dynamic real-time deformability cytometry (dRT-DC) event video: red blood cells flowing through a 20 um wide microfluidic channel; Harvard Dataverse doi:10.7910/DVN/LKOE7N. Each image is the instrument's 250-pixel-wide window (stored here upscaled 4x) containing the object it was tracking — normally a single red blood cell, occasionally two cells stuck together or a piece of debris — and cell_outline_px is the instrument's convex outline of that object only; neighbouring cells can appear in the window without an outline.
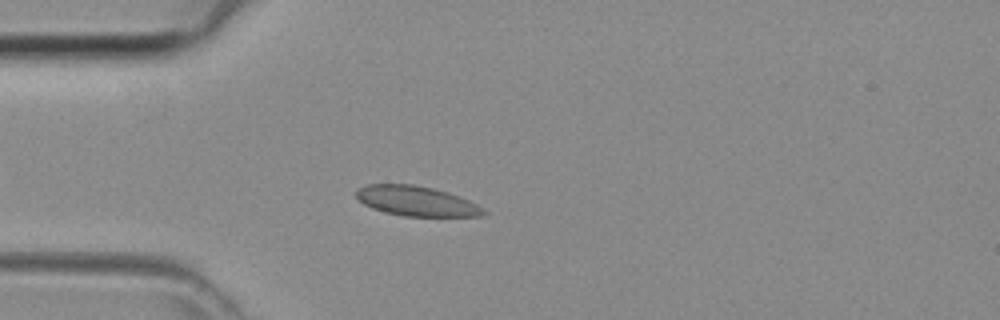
{"species": "common noctule bat (a hibernating species)", "species_latin": "Nyctalus noctula", "temperature_condition": "room temperature", "stored_images_in_passage": 33, "camera_frame_rate_fps": 3000, "um_per_image_px": 0.085, "animal": {"sex": "female", "body_mass_g": 29.2, "forearm_length_mm": 56.3}, "frame": {"image": 1, "passage_image": 1, "time_ms": 0.0, "image_size_px": [1000, 320], "cell_outline_px": [[488, 212], [480, 216], [404, 216], [384, 212], [372, 208], [364, 204], [356, 196], [356, 188], [368, 184], [412, 184], [432, 188], [448, 192], [460, 196], [476, 204]], "centroid_in_image_um": [35.37, 17.08], "position_along_channel_um": 49.6, "area_um2": 22.14}}
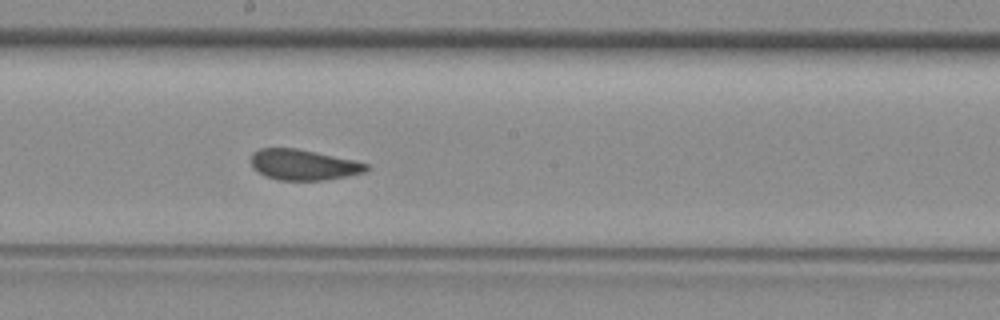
{"frame": {"image": 2, "passage_image": 13, "time_ms": 4.0, "image_size_px": [1000, 320], "cell_outline_px": [[372, 168], [368, 172], [348, 176], [324, 180], [280, 180], [264, 176], [252, 168], [252, 152], [260, 148], [296, 148], [356, 160], [368, 164]], "centroid_in_image_um": [25.84, 14.01], "position_along_channel_um": 222.4, "area_um2": 20.87}}
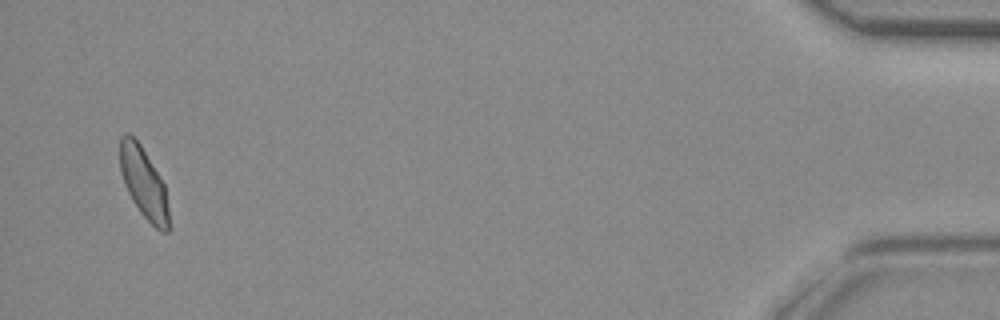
{"frame": {"image": 3, "passage_image": 32, "time_ms": 10.333, "image_size_px": [1000, 320], "cell_outline_px": [[172, 228], [168, 232], [160, 232], [140, 212], [132, 200], [124, 184], [120, 172], [120, 136], [128, 132], [140, 144], [164, 184]], "centroid_in_image_um": [12.23, 15.61], "position_along_channel_um": 423.0, "area_um2": 20.23}}